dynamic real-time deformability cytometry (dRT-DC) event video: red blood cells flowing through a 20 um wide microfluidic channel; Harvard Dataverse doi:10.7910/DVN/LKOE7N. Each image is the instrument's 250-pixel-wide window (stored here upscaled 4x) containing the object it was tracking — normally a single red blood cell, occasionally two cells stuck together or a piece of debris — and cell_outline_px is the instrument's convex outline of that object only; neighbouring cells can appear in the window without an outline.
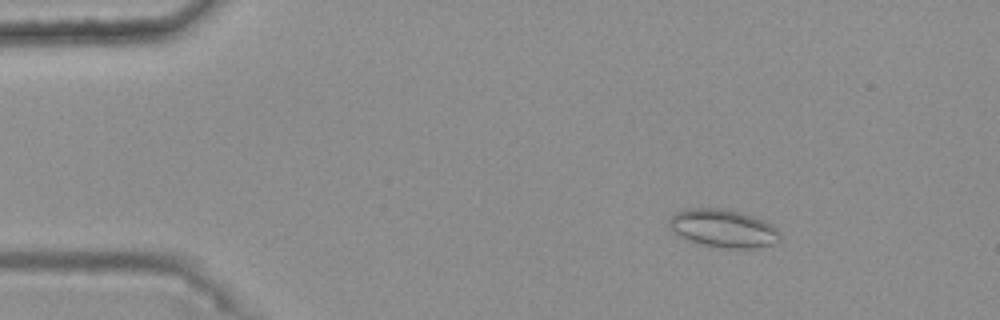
{"species": "common noctule bat (a hibernating species)", "species_latin": "Nyctalus noctula", "temperature_condition": "warm", "stored_images_in_passage": 47, "camera_frame_rate_fps": 3000, "um_per_image_px": 0.085, "animal": {"sex": "female", "body_mass_g": 25.1}, "frame": {"image": 1, "passage_image": 8, "time_ms": 2.333, "image_size_px": [1000, 320], "cell_outline_px": [[780, 240], [772, 244], [756, 248], [728, 248], [700, 244], [688, 240], [680, 236], [668, 224], [668, 220], [676, 212], [688, 208], [720, 208], [752, 216], [764, 220], [776, 228], [780, 232]], "centroid_in_image_um": [61.48, 19.41], "position_along_channel_um": 23.5, "area_um2": 24.28}}
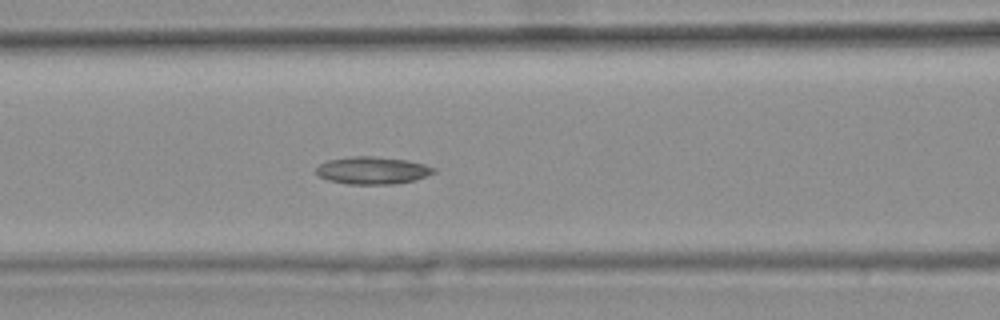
{"frame": {"image": 2, "passage_image": 23, "time_ms": 7.333, "image_size_px": [1000, 320], "cell_outline_px": [[436, 172], [412, 180], [396, 184], [348, 184], [328, 180], [320, 176], [316, 172], [316, 168], [320, 164], [328, 160], [352, 156], [376, 156], [408, 160], [424, 164], [436, 168]], "centroid_in_image_um": [31.66, 14.48], "position_along_channel_um": 134.9, "area_um2": 18.73}}
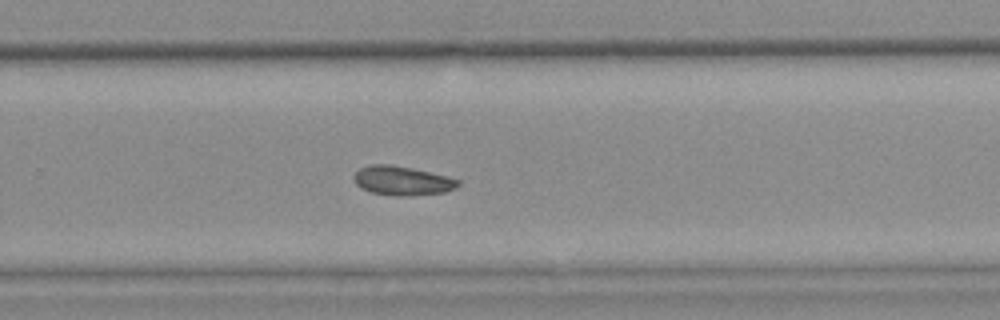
{"frame": {"image": 3, "passage_image": 36, "time_ms": 11.667, "image_size_px": [1000, 320], "cell_outline_px": [[460, 184], [456, 188], [444, 192], [404, 196], [396, 196], [372, 192], [360, 188], [352, 180], [352, 176], [360, 168], [372, 164], [392, 164], [412, 168], [448, 176], [460, 180]], "centroid_in_image_um": [34.17, 15.35], "position_along_channel_um": 295.6, "area_um2": 17.8}}